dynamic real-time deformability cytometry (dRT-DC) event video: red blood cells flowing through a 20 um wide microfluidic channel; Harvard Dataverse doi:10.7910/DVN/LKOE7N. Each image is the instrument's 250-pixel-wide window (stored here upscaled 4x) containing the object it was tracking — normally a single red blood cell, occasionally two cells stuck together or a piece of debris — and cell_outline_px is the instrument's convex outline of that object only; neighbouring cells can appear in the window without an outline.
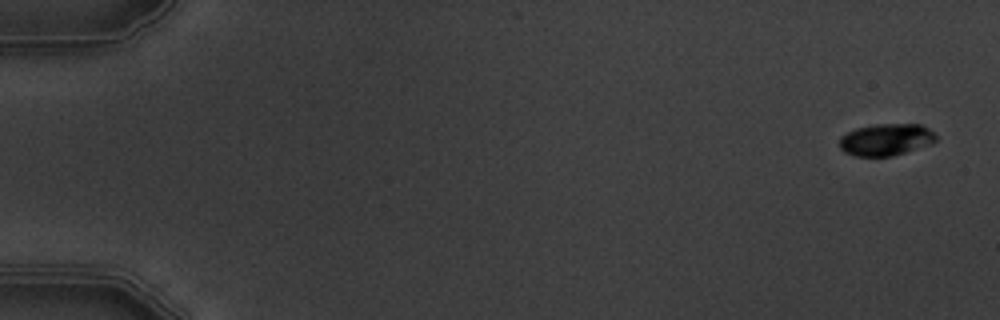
{"species": "common noctule bat (a hibernating species)", "species_latin": "Nyctalus noctula", "temperature_condition": "warm", "stored_images_in_passage": 6, "camera_frame_rate_fps": 3000, "um_per_image_px": 0.085, "animal": {"sex": "male", "body_mass_g": 19.5, "forearm_length_mm": 54.6}, "frame": {"image": 1, "passage_image": 1, "time_ms": 0.0, "image_size_px": [1000, 320], "cell_outline_px": [[936, 140], [928, 144], [892, 156], [856, 156], [844, 152], [840, 148], [840, 136], [856, 128], [876, 124], [920, 124], [928, 128], [936, 136]], "centroid_in_image_um": [75.27, 11.86], "position_along_channel_um": 9.7, "area_um2": 17.69}}
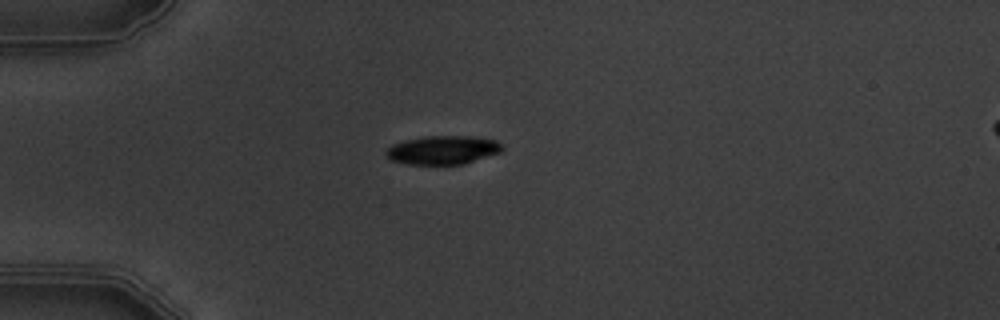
{"frame": {"image": 2, "passage_image": 5, "time_ms": 4.667, "image_size_px": [1000, 320], "cell_outline_px": [[504, 148], [500, 152], [464, 164], [408, 164], [392, 160], [384, 156], [384, 152], [392, 144], [408, 140], [428, 136], [472, 136], [496, 140]], "centroid_in_image_um": [37.63, 12.75], "position_along_channel_um": 47.4, "area_um2": 19.25}}